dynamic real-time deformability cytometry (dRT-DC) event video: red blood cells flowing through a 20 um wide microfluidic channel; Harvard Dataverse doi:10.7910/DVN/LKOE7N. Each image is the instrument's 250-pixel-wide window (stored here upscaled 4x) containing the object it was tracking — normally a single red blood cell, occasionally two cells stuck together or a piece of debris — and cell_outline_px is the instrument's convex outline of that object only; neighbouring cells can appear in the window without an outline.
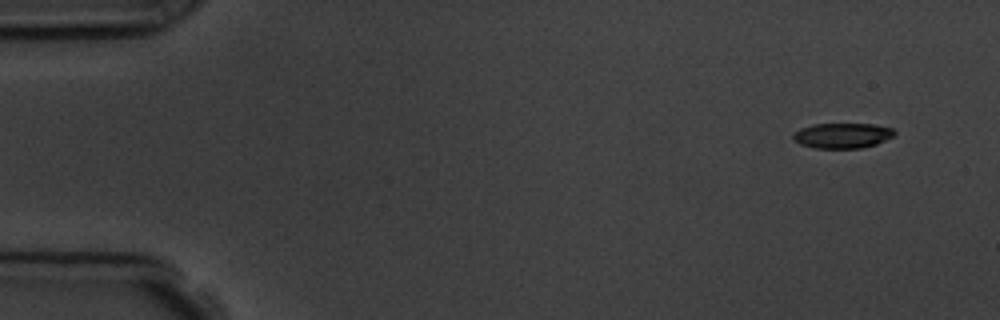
{"species": "common noctule bat (a hibernating species)", "species_latin": "Nyctalus noctula", "temperature_condition": "room temperature", "stored_images_in_passage": 11, "camera_frame_rate_fps": 3000, "um_per_image_px": 0.085, "animal": {"sex": "male", "body_mass_g": 19.5, "forearm_length_mm": 54.6}, "frame": {"image": 1, "passage_image": 1, "time_ms": 0.0, "image_size_px": [1000, 320], "cell_outline_px": [[896, 132], [892, 136], [876, 144], [860, 148], [816, 148], [800, 144], [792, 140], [792, 132], [800, 128], [812, 124], [872, 124], [892, 128]], "centroid_in_image_um": [71.54, 11.52], "position_along_channel_um": 13.5, "area_um2": 14.91}}
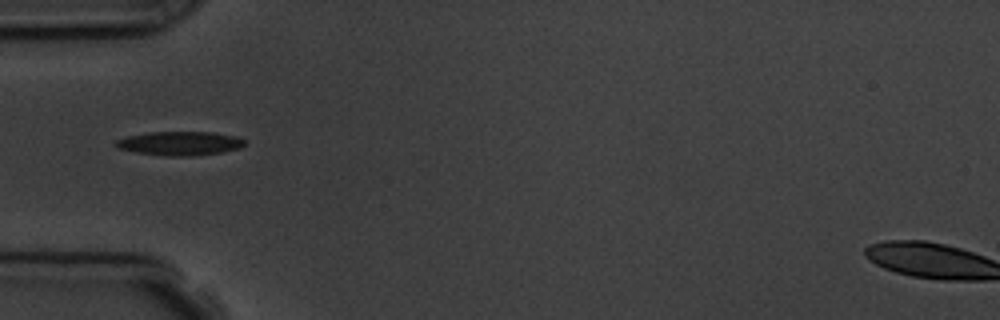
{"frame": {"image": 2, "passage_image": 5, "time_ms": 4.667, "image_size_px": [1000, 320], "cell_outline_px": [[244, 144], [240, 148], [224, 152], [192, 156], [164, 156], [136, 152], [116, 148], [116, 140], [128, 136], [148, 132], [212, 132], [236, 136], [244, 140]], "centroid_in_image_um": [15.29, 12.19], "position_along_channel_um": 69.7, "area_um2": 17.98}}
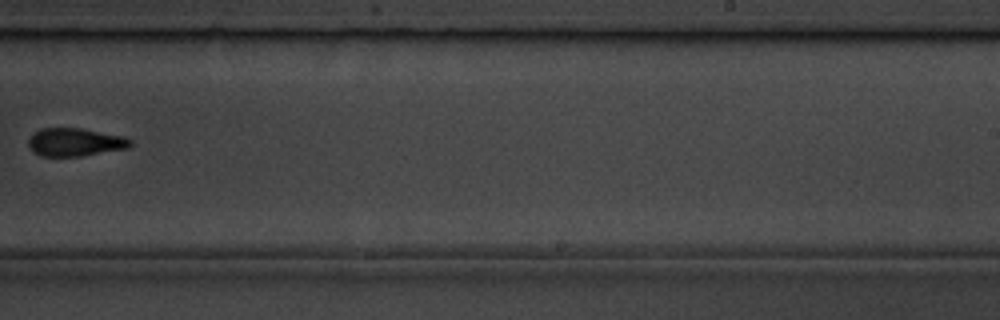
{"frame": {"image": 3, "passage_image": 10, "time_ms": 10.333, "image_size_px": [1000, 320], "cell_outline_px": [[132, 144], [128, 148], [80, 156], [40, 156], [32, 152], [28, 148], [28, 140], [40, 128], [80, 128], [124, 136], [132, 140]], "centroid_in_image_um": [6.37, 12.09], "position_along_channel_um": 282.6, "area_um2": 16.7}}